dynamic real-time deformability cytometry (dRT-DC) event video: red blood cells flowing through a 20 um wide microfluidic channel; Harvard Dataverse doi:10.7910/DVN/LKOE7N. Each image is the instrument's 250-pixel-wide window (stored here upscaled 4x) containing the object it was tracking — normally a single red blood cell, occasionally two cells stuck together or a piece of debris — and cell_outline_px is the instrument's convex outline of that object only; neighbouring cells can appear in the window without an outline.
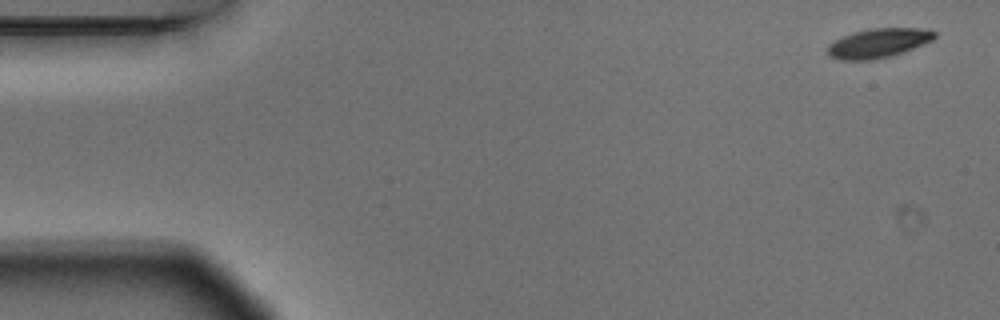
{"species": "Egyptian fruit bat (a non-hibernating species)", "species_latin": "Rousettus aegyptiacus", "temperature_condition": "warm", "stored_images_in_passage": 4, "camera_frame_rate_fps": 3000, "um_per_image_px": 0.085, "animal": {"sex": "male"}, "frame": {"image": 1, "passage_image": 1, "time_ms": 0.0, "image_size_px": [1000, 320], "cell_outline_px": [[936, 36], [932, 40], [924, 44], [904, 52], [892, 56], [872, 60], [840, 60], [828, 56], [828, 44], [840, 36], [852, 32], [872, 28], [920, 28], [936, 32]], "centroid_in_image_um": [74.63, 3.66], "position_along_channel_um": 10.4, "area_um2": 18.5}}
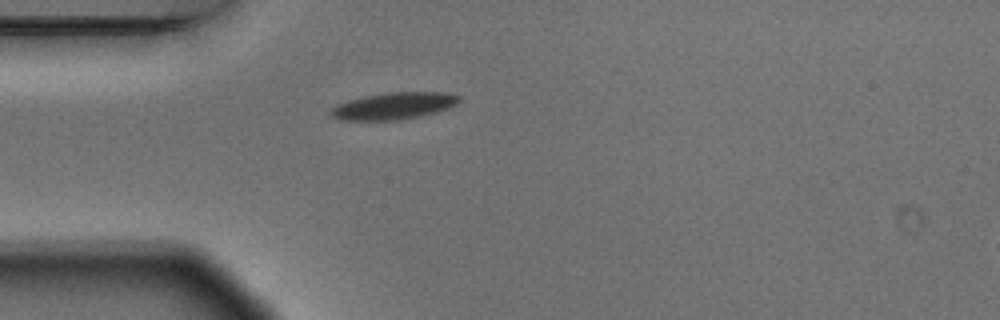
{"frame": {"image": 2, "passage_image": 4, "time_ms": 1.0, "image_size_px": [1000, 320], "cell_outline_px": [[460, 100], [456, 104], [448, 108], [436, 112], [420, 116], [400, 120], [340, 120], [332, 116], [328, 112], [328, 108], [336, 104], [348, 100], [364, 96], [388, 92], [448, 92], [460, 96]], "centroid_in_image_um": [33.43, 9.0], "position_along_channel_um": 51.6, "area_um2": 20.35}}